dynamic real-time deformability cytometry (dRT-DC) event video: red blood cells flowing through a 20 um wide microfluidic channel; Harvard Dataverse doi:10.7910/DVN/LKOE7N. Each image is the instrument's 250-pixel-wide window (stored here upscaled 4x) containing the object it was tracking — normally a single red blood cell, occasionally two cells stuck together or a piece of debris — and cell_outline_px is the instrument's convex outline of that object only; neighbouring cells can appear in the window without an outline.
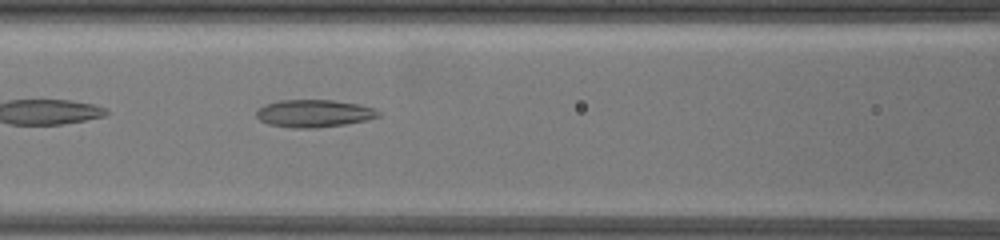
{"species": "common noctule bat (a hibernating species)", "species_latin": "Nyctalus noctula", "temperature_condition": "warm", "stored_images_in_passage": 10, "camera_frame_rate_fps": 3000, "um_per_image_px": 0.085, "animal": {"sex": "female", "body_mass_g": 19.5, "forearm_length_mm": 54.1}, "frame": {"image": 1, "passage_image": 4, "time_ms": 3.0, "image_size_px": [1000, 240], "cell_outline_px": [[380, 116], [364, 120], [344, 124], [316, 128], [292, 128], [268, 124], [260, 120], [256, 116], [256, 112], [264, 104], [276, 100], [332, 100], [360, 104], [372, 108], [380, 112]], "centroid_in_image_um": [26.65, 9.63], "position_along_channel_um": 140.0, "area_um2": 19.54}}
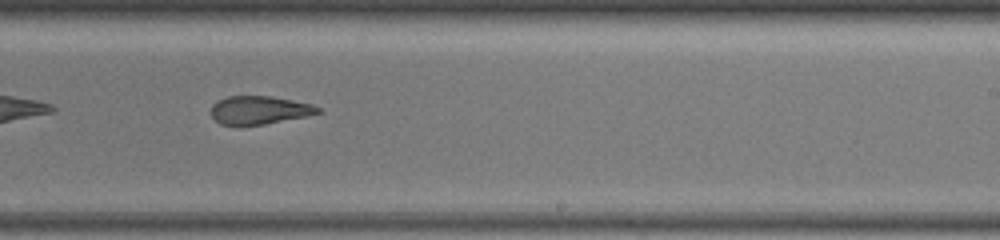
{"frame": {"image": 2, "passage_image": 7, "time_ms": 6.0, "image_size_px": [1000, 240], "cell_outline_px": [[324, 112], [264, 124], [220, 124], [212, 116], [212, 104], [216, 100], [228, 96], [272, 96], [312, 104], [320, 108]], "centroid_in_image_um": [22.05, 9.33], "position_along_channel_um": 266.9, "area_um2": 17.34}}
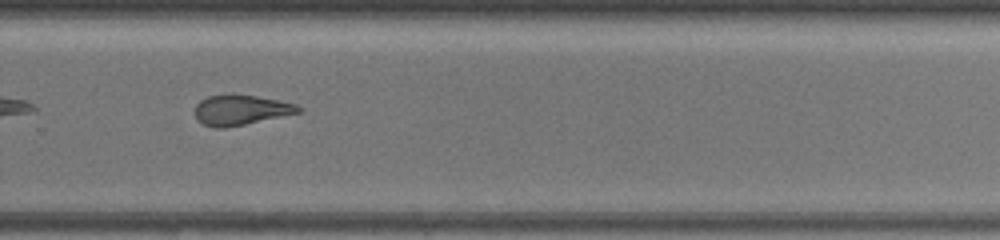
{"frame": {"image": 3, "passage_image": 8, "time_ms": 7.0, "image_size_px": [1000, 240], "cell_outline_px": [[304, 112], [224, 128], [216, 128], [204, 124], [196, 120], [196, 104], [200, 100], [208, 96], [232, 92], [256, 96], [296, 104], [304, 108]], "centroid_in_image_um": [20.49, 9.32], "position_along_channel_um": 309.3, "area_um2": 18.5}}